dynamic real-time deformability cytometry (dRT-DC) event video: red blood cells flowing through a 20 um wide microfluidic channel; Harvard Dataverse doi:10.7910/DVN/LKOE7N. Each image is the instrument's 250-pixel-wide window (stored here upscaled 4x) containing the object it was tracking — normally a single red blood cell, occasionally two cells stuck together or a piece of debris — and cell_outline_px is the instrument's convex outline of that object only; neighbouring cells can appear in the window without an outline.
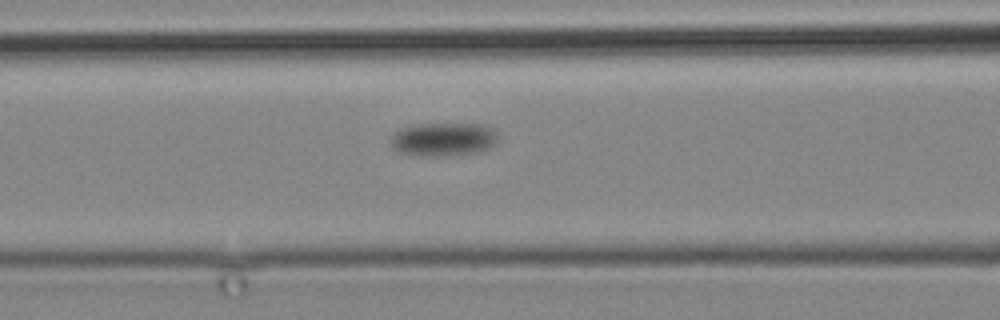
{"species": "common noctule bat (a hibernating species)", "species_latin": "Nyctalus noctula", "temperature_condition": "cold", "stored_images_in_passage": 3, "camera_frame_rate_fps": 3000, "um_per_image_px": 0.085, "animal": {"sex": "male", "body_mass_g": 19.2, "forearm_length_mm": 51.8}, "frame": {"image": 1, "passage_image": 3, "time_ms": 2.333, "image_size_px": [1000, 320], "cell_outline_px": [[496, 144], [480, 152], [448, 156], [420, 156], [396, 152], [392, 148], [392, 136], [400, 128], [416, 124], [484, 124], [496, 128]], "centroid_in_image_um": [37.71, 11.85], "position_along_channel_um": 128.9, "area_um2": 21.27}}